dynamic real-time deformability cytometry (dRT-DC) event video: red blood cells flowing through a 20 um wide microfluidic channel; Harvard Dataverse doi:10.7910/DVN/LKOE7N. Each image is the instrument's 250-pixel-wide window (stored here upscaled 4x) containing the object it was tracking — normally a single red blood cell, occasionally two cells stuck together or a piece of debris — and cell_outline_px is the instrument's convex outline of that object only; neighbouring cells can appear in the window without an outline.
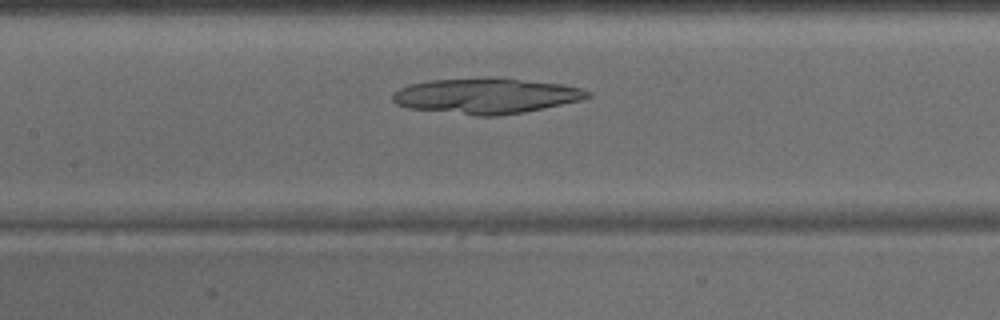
{"species": "common noctule bat (a hibernating species)", "species_latin": "Nyctalus noctula", "temperature_condition": "warm", "stored_images_in_passage": 36, "camera_frame_rate_fps": 3000, "um_per_image_px": 0.085, "animal": {"sex": "male", "body_mass_g": 15.6}, "frame": {"image": 1, "passage_image": 13, "time_ms": 4.0, "image_size_px": [1000, 320], "cell_outline_px": [[592, 96], [580, 100], [524, 112], [496, 116], [476, 116], [408, 108], [396, 104], [392, 100], [392, 92], [408, 84], [432, 80], [488, 76], [500, 76], [560, 84], [580, 88], [592, 92]], "centroid_in_image_um": [41.29, 8.13], "position_along_channel_um": 166.1, "area_um2": 40.92}}
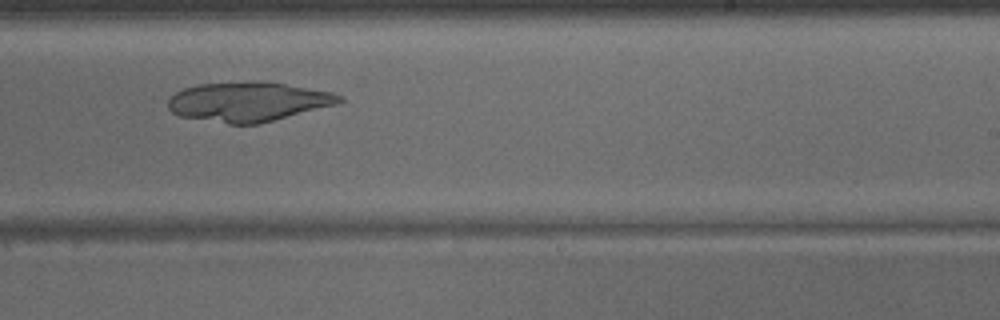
{"frame": {"image": 2, "passage_image": 20, "time_ms": 6.333, "image_size_px": [1000, 320], "cell_outline_px": [[344, 100], [340, 104], [260, 124], [228, 124], [180, 116], [172, 112], [168, 108], [168, 100], [176, 92], [184, 88], [196, 84], [260, 80], [264, 80], [332, 92], [344, 96]], "centroid_in_image_um": [21.15, 8.64], "position_along_channel_um": 267.8, "area_um2": 40.06}}
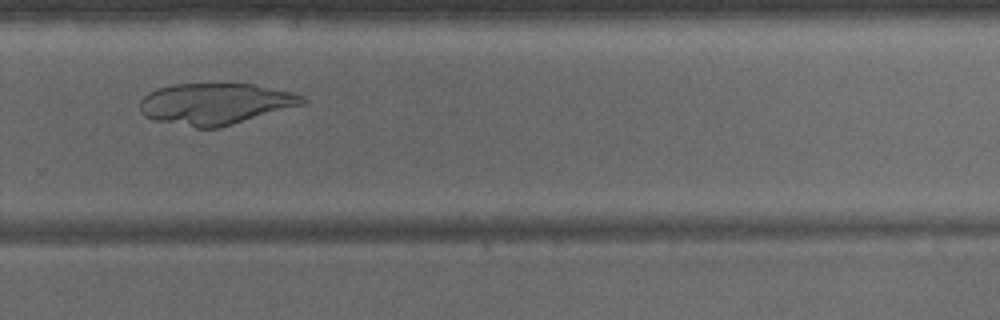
{"frame": {"image": 3, "passage_image": 23, "time_ms": 7.333, "image_size_px": [1000, 320], "cell_outline_px": [[308, 104], [220, 128], [196, 128], [152, 120], [144, 116], [140, 112], [140, 100], [148, 92], [156, 88], [172, 84], [252, 84], [292, 92], [304, 96], [308, 100]], "centroid_in_image_um": [18.33, 8.84], "position_along_channel_um": 311.5, "area_um2": 39.82}}